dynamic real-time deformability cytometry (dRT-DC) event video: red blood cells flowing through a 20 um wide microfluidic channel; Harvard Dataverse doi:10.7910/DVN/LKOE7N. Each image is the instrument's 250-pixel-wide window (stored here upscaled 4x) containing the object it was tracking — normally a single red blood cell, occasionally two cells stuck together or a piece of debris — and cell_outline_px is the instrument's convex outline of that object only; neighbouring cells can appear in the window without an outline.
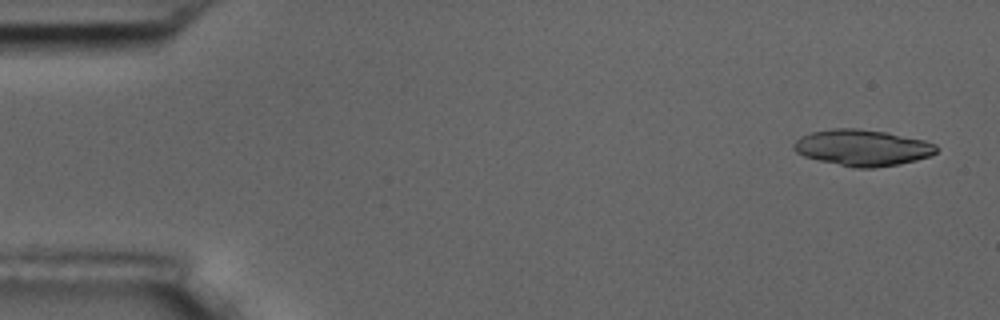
{"species": "common noctule bat (a hibernating species)", "species_latin": "Nyctalus noctula", "temperature_condition": "room temperature", "stored_images_in_passage": 4, "camera_frame_rate_fps": 3000, "um_per_image_px": 0.085, "animal": {"sex": "male", "body_mass_g": 17.5, "forearm_length_mm": 52.3}, "frame": {"image": 1, "passage_image": 1, "time_ms": 0.0, "image_size_px": [1000, 320], "cell_outline_px": [[936, 152], [932, 156], [900, 164], [872, 168], [852, 168], [804, 156], [796, 152], [792, 148], [792, 144], [800, 136], [812, 132], [832, 128], [856, 128], [888, 132], [924, 140], [936, 144]], "centroid_in_image_um": [73.3, 12.55], "position_along_channel_um": 11.7, "area_um2": 30.29}}